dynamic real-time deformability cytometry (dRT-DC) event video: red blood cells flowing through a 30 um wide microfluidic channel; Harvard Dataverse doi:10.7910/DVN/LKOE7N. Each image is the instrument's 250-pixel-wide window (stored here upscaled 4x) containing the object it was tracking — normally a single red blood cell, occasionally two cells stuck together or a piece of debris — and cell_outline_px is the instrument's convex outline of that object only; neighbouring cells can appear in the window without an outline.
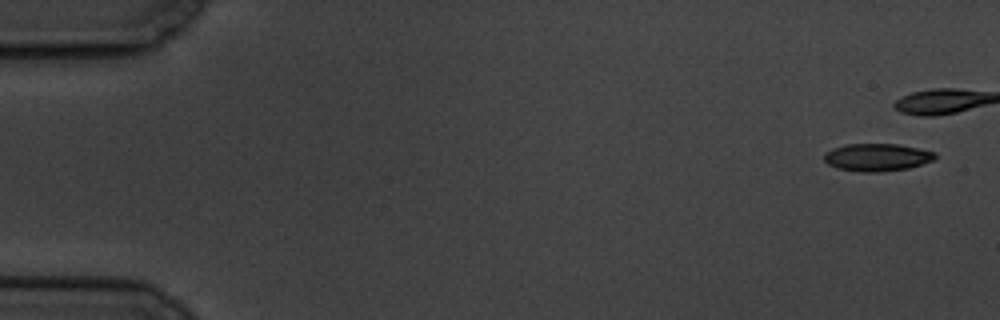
{"species": "common noctule bat (a hibernating species)", "species_latin": "Nyctalus noctula", "temperature_condition": "cold", "stored_images_in_passage": 12, "camera_frame_rate_fps": 3000, "um_per_image_px": 0.085, "animal": {"sex": "male", "body_mass_g": 19.5, "forearm_length_mm": 54.6}, "frame": {"image": 1, "passage_image": 1, "time_ms": 0.0, "image_size_px": [1000, 320], "cell_outline_px": [[936, 156], [932, 160], [908, 168], [880, 172], [860, 172], [836, 168], [828, 164], [824, 160], [824, 152], [832, 148], [844, 144], [896, 144], [936, 152]], "centroid_in_image_um": [74.48, 13.37], "position_along_channel_um": 10.5, "area_um2": 17.8}}
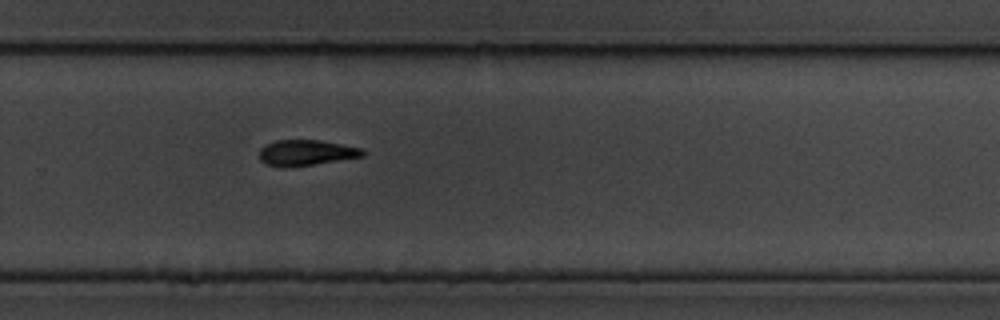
{"frame": {"image": 2, "passage_image": 12, "time_ms": 13.667, "image_size_px": [1000, 320], "cell_outline_px": [[364, 156], [312, 164], [284, 168], [280, 168], [264, 164], [260, 160], [260, 148], [264, 144], [276, 140], [320, 140], [364, 148]], "centroid_in_image_um": [25.98, 12.98], "position_along_channel_um": 303.8, "area_um2": 15.61}}